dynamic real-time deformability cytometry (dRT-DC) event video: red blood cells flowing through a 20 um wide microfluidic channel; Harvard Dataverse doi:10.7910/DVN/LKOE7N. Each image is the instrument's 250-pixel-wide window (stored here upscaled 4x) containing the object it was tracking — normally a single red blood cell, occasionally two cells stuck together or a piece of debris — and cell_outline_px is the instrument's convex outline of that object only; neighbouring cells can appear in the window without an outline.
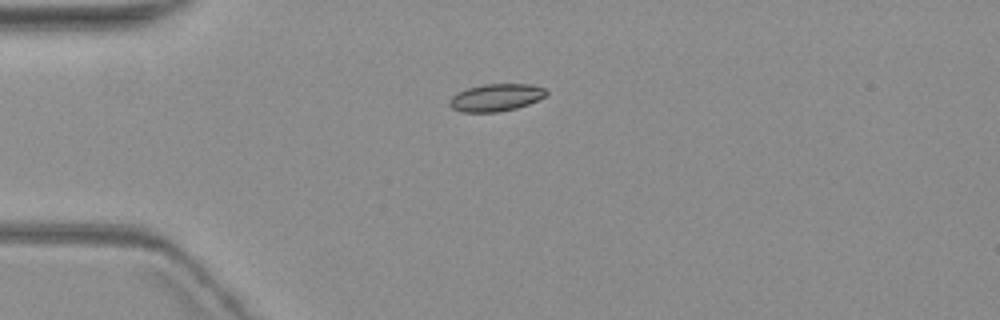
{"species": "common noctule bat (a hibernating species)", "species_latin": "Nyctalus noctula", "temperature_condition": "warm", "stored_images_in_passage": 2, "camera_frame_rate_fps": 3000, "um_per_image_px": 0.085, "animal": {"sex": "female", "body_mass_g": 19.3, "forearm_length_mm": 54.1}, "frame": {"image": 1, "passage_image": 2, "time_ms": 1.333, "image_size_px": [1000, 320], "cell_outline_px": [[548, 92], [544, 96], [528, 104], [516, 108], [496, 112], [460, 112], [452, 108], [448, 104], [448, 100], [456, 92], [468, 88], [484, 84], [532, 84], [544, 88]], "centroid_in_image_um": [42.11, 8.29], "position_along_channel_um": 42.9, "area_um2": 15.43}}